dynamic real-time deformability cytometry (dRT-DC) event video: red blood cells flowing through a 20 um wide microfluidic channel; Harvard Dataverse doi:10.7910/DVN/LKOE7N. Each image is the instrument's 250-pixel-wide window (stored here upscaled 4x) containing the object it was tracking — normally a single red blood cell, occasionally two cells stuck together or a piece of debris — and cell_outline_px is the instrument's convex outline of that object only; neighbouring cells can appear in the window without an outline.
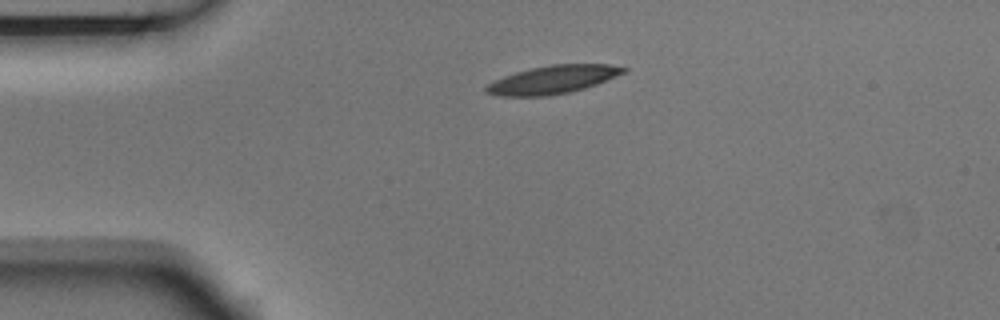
{"species": "Egyptian fruit bat (a non-hibernating species)", "species_latin": "Rousettus aegyptiacus", "temperature_condition": "room temperature", "stored_images_in_passage": 2, "camera_frame_rate_fps": 3000, "um_per_image_px": 0.085, "animal": {"sex": "male"}, "frame": {"image": 1, "passage_image": 1, "time_ms": 0.0, "image_size_px": [1000, 320], "cell_outline_px": [[628, 72], [596, 84], [584, 88], [568, 92], [548, 96], [500, 96], [484, 92], [484, 88], [488, 84], [504, 76], [516, 72], [532, 68], [552, 64], [608, 64], [628, 68]], "centroid_in_image_um": [47.01, 6.76], "position_along_channel_um": 38.0, "area_um2": 22.43}}